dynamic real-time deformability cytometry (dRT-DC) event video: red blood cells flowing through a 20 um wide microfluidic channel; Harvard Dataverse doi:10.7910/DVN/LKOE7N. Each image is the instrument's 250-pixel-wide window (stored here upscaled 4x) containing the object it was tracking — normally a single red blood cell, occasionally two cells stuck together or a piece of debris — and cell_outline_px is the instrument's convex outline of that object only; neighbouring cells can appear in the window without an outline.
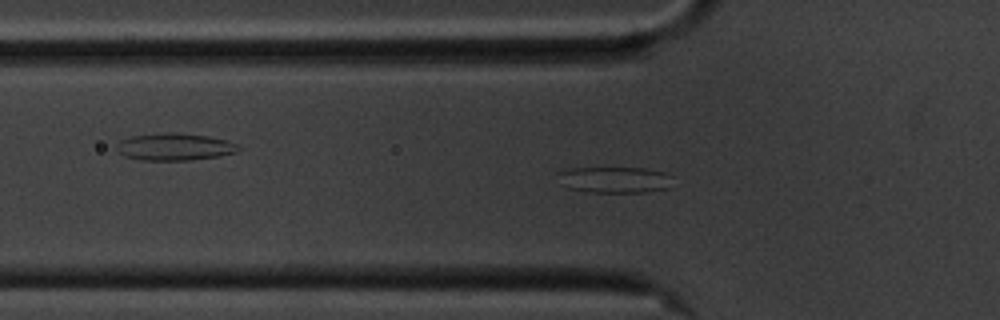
{"species": "common noctule bat (a hibernating species)", "species_latin": "Nyctalus noctula", "temperature_condition": "cold", "stored_images_in_passage": 58, "camera_frame_rate_fps": 3000, "um_per_image_px": 0.085, "animal": {"sex": "male", "body_mass_g": 20.1, "forearm_length_mm": 53.5}, "frame": {"image": 1, "passage_image": 18, "time_ms": 5.667, "image_size_px": [1000, 320], "cell_outline_px": [[672, 188], [644, 192], [588, 192], [568, 188], [560, 184], [556, 172], [572, 168], [644, 168], [664, 172], [672, 176]], "centroid_in_image_um": [52.25, 15.28], "position_along_channel_um": 73.5, "area_um2": 17.8}}
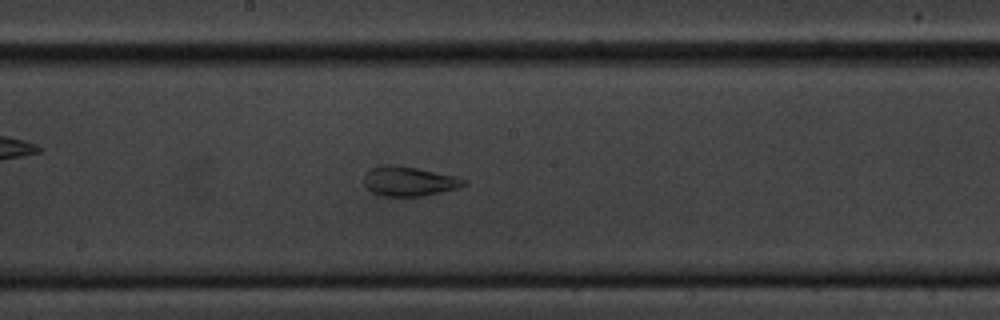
{"frame": {"image": 2, "passage_image": 30, "time_ms": 9.667, "image_size_px": [1000, 320], "cell_outline_px": [[468, 184], [456, 188], [440, 192], [420, 196], [384, 196], [372, 192], [364, 184], [364, 176], [372, 168], [388, 164], [392, 164], [416, 168], [452, 176], [468, 180]], "centroid_in_image_um": [34.75, 15.41], "position_along_channel_um": 213.4, "area_um2": 16.82}}
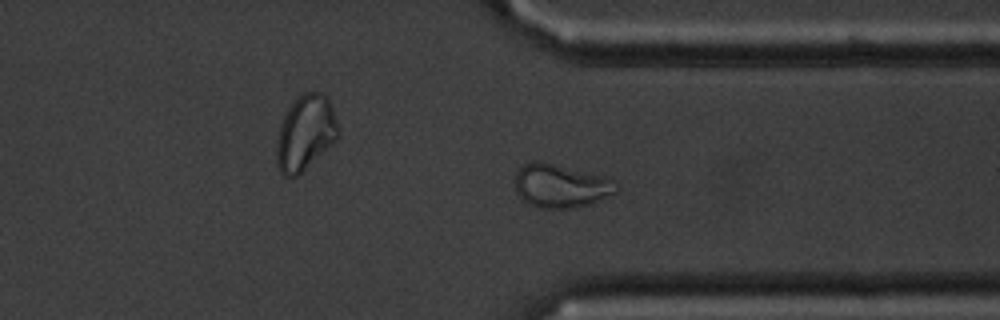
{"frame": {"image": 3, "passage_image": 43, "time_ms": 14.0, "image_size_px": [1000, 320], "cell_outline_px": [[620, 188], [616, 192], [592, 204], [576, 208], [540, 208], [528, 204], [516, 192], [516, 172], [524, 164], [532, 160], [536, 160], [600, 176], [608, 180]], "centroid_in_image_um": [47.62, 15.83], "position_along_channel_um": 363.8, "area_um2": 25.14}, "authors_computed_cell_mechanics": {"area_um2": 22.6865, "velocity_mm_per_s": 3.483, "shape_relaxation_time_tau1_ms": null, "shape_relaxation_time_tau2_ms": 1.6742, "deformation_change_tau1": null, "deformation_change_tau2": 0.0914}}